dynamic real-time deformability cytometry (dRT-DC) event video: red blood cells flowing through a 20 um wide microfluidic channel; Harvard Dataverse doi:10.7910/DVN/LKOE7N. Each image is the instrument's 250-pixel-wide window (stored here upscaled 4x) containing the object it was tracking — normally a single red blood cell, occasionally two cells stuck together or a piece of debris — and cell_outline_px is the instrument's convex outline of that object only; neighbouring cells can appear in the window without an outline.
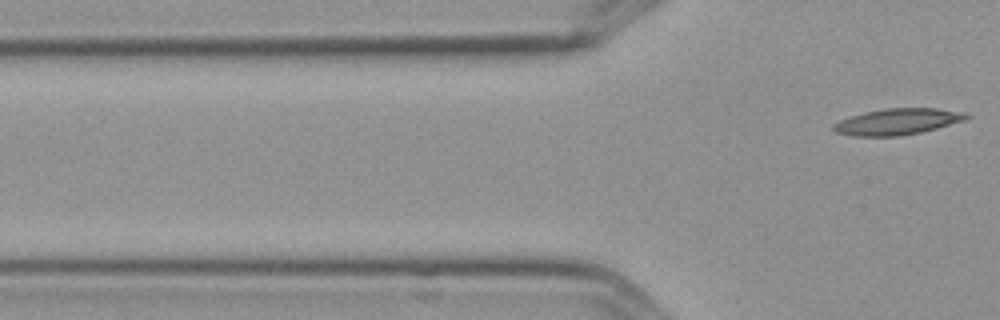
{"species": "Egyptian fruit bat (a non-hibernating species)", "species_latin": "Rousettus aegyptiacus", "temperature_condition": "cold", "stored_images_in_passage": 5, "segment_of_instrument_passage": [2, 2], "camera_frame_rate_fps": 3000, "um_per_image_px": 0.085, "frame": {"image": 1, "passage_image": 5, "time_ms": 1.333, "image_size_px": [1000, 320], "cell_outline_px": [[972, 116], [964, 120], [936, 128], [920, 132], [900, 136], [852, 136], [836, 132], [832, 128], [832, 124], [840, 120], [864, 112], [884, 108], [936, 108], [968, 112]], "centroid_in_image_um": [76.3, 10.33], "position_along_channel_um": 49.5, "area_um2": 20.35}}